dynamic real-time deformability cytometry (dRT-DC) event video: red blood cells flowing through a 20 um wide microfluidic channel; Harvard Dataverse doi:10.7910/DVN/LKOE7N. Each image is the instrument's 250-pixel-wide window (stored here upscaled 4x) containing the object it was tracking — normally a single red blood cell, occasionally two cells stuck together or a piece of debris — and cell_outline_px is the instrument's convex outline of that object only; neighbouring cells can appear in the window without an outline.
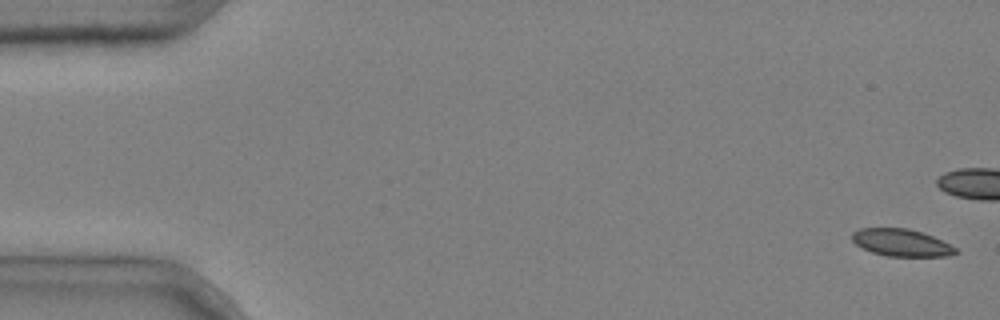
{"species": "common noctule bat (a hibernating species)", "species_latin": "Nyctalus noctula", "temperature_condition": "cold", "stored_images_in_passage": 6, "camera_frame_rate_fps": 3000, "um_per_image_px": 0.085, "animal": {"sex": "male", "body_mass_g": 20.4}, "frame": {"image": 1, "passage_image": 1, "time_ms": 0.0, "image_size_px": [1000, 320], "cell_outline_px": [[960, 252], [948, 256], [888, 256], [872, 252], [856, 244], [852, 240], [852, 232], [860, 228], [908, 228], [932, 236], [956, 248]], "centroid_in_image_um": [76.61, 20.62], "position_along_channel_um": 8.4, "area_um2": 16.24}}